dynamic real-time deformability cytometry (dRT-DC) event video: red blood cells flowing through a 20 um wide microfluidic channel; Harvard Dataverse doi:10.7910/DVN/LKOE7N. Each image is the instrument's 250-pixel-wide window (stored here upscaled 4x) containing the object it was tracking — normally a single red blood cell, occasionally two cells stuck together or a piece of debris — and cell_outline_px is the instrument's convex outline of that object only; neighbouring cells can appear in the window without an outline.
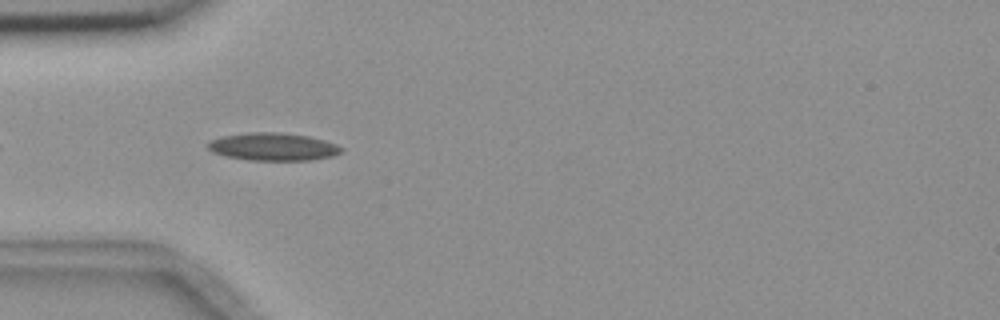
{"species": "common noctule bat (a hibernating species)", "species_latin": "Nyctalus noctula", "temperature_condition": "room temperature", "stored_images_in_passage": 4, "camera_frame_rate_fps": 3000, "um_per_image_px": 0.085, "animal": {"sex": "female", "body_mass_g": 18.4}, "frame": {"image": 1, "passage_image": 4, "time_ms": 3.667, "image_size_px": [1000, 320], "cell_outline_px": [[344, 148], [340, 152], [332, 156], [308, 160], [248, 160], [228, 156], [212, 152], [204, 144], [208, 140], [220, 136], [248, 132], [280, 132], [308, 136], [324, 140], [336, 144]], "centroid_in_image_um": [23.15, 12.46], "position_along_channel_um": 61.9, "area_um2": 21.68}}